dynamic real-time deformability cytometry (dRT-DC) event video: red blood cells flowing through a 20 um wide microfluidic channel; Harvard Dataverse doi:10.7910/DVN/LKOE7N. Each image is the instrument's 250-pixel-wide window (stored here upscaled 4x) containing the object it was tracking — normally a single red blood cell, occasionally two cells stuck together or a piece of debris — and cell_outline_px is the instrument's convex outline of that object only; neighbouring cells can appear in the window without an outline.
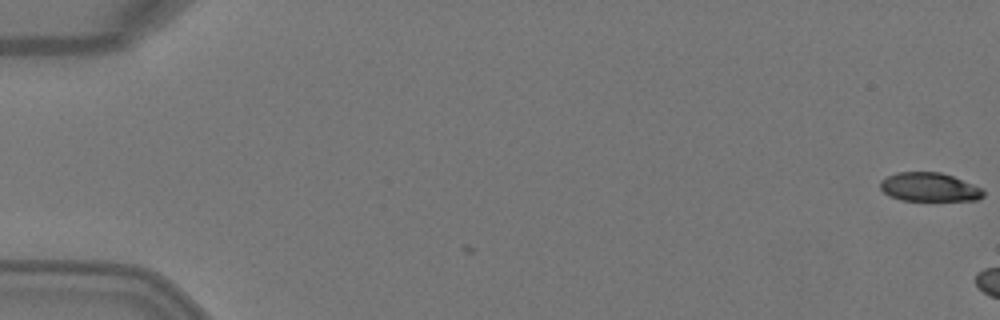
{"species": "Egyptian fruit bat (a non-hibernating species)", "species_latin": "Rousettus aegyptiacus", "temperature_condition": "warm", "stored_images_in_passage": 2, "camera_frame_rate_fps": 3000, "um_per_image_px": 0.085, "animal": {"sex": "female"}, "frame": {"image": 1, "passage_image": 2, "time_ms": 0.333, "image_size_px": [1000, 320], "cell_outline_px": [[984, 196], [976, 200], [900, 200], [888, 196], [880, 188], [880, 180], [896, 172], [940, 172], [952, 176], [984, 188]], "centroid_in_image_um": [78.98, 15.9], "position_along_channel_um": 6.0, "area_um2": 17.34}}